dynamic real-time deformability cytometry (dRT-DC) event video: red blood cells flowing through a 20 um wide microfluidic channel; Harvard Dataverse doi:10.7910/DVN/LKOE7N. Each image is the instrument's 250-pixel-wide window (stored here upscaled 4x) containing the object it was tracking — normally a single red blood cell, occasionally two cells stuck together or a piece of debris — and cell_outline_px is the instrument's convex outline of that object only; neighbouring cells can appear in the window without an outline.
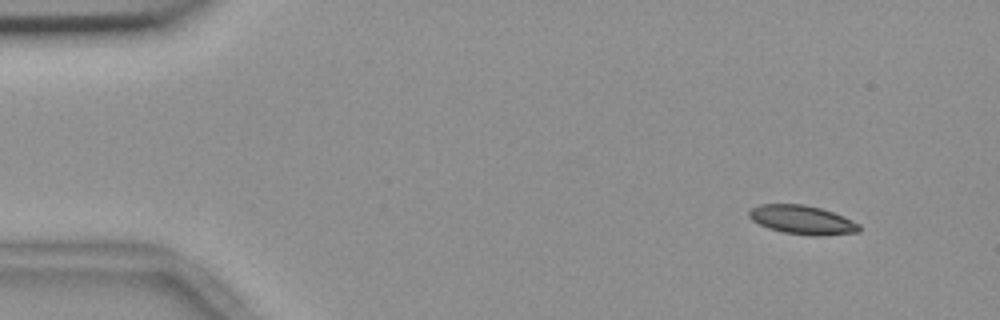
{"species": "common noctule bat (a hibernating species)", "species_latin": "Nyctalus noctula", "temperature_condition": "room temperature", "stored_images_in_passage": 4, "camera_frame_rate_fps": 3000, "um_per_image_px": 0.085, "animal": {"sex": "female", "body_mass_g": 18.4}, "frame": {"image": 1, "passage_image": 1, "time_ms": 0.0, "image_size_px": [1000, 320], "cell_outline_px": [[860, 232], [816, 236], [812, 236], [784, 232], [768, 228], [752, 220], [748, 216], [748, 212], [752, 208], [760, 204], [804, 204], [820, 208], [832, 212], [852, 220], [860, 224]], "centroid_in_image_um": [68.19, 18.69], "position_along_channel_um": 16.8, "area_um2": 18.44}}
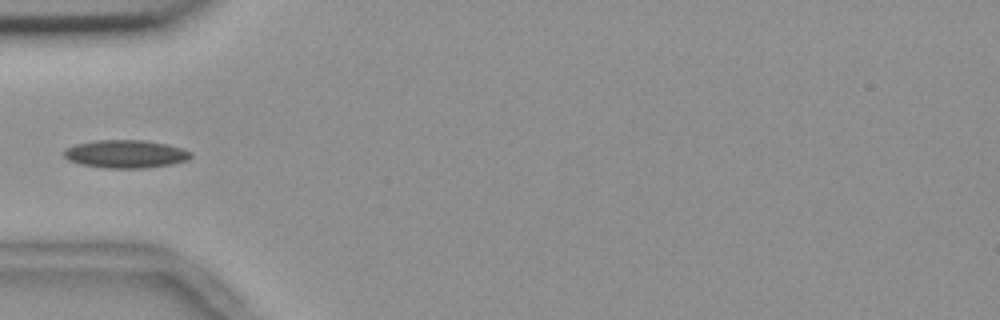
{"frame": {"image": 2, "passage_image": 4, "time_ms": 1.0, "image_size_px": [1000, 320], "cell_outline_px": [[192, 156], [188, 160], [172, 164], [144, 168], [104, 168], [80, 164], [68, 160], [64, 156], [64, 148], [76, 144], [96, 140], [144, 140], [168, 144], [184, 148], [192, 152]], "centroid_in_image_um": [10.7, 13.08], "position_along_channel_um": 74.3, "area_um2": 20.92}}